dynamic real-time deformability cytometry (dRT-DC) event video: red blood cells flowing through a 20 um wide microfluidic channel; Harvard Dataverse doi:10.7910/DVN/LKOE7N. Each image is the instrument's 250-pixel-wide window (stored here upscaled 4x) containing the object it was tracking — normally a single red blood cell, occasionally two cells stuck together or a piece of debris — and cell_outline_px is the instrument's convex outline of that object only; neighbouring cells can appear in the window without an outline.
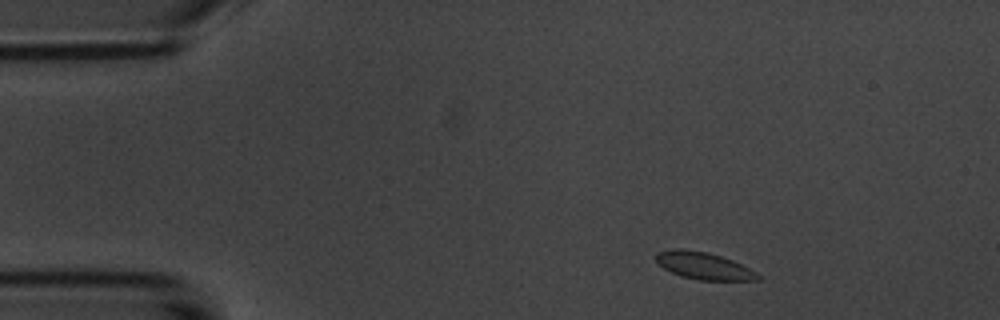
{"species": "common noctule bat (a hibernating species)", "species_latin": "Nyctalus noctula", "temperature_condition": "room temperature", "stored_images_in_passage": 5, "camera_frame_rate_fps": 3000, "um_per_image_px": 0.085, "animal": {"sex": "male", "body_mass_g": 20.1, "forearm_length_mm": 53.5}, "frame": {"image": 1, "passage_image": 1, "time_ms": 0.0, "image_size_px": [1000, 320], "cell_outline_px": [[760, 280], [700, 280], [680, 276], [664, 268], [652, 256], [656, 252], [672, 248], [680, 248], [708, 252], [732, 260], [756, 272], [760, 276]], "centroid_in_image_um": [59.76, 22.57], "position_along_channel_um": 25.2, "area_um2": 16.13}}
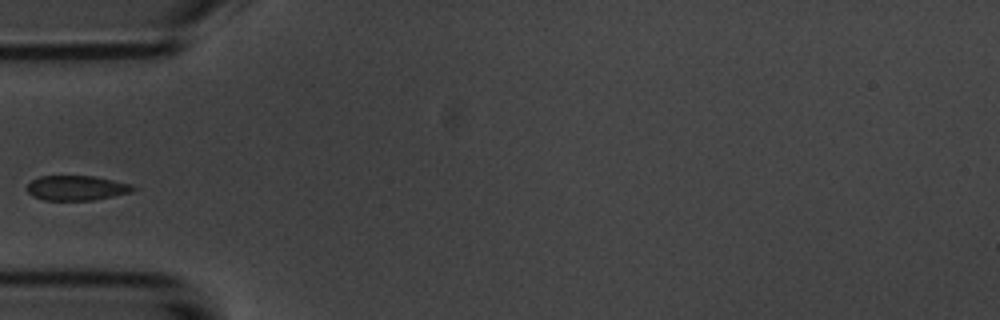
{"frame": {"image": 2, "passage_image": 4, "time_ms": 3.333, "image_size_px": [1000, 320], "cell_outline_px": [[140, 188], [132, 192], [92, 200], [44, 200], [32, 196], [28, 192], [28, 184], [32, 180], [40, 176], [92, 176], [112, 180], [128, 184]], "centroid_in_image_um": [6.51, 15.98], "position_along_channel_um": 78.5, "area_um2": 15.2}}